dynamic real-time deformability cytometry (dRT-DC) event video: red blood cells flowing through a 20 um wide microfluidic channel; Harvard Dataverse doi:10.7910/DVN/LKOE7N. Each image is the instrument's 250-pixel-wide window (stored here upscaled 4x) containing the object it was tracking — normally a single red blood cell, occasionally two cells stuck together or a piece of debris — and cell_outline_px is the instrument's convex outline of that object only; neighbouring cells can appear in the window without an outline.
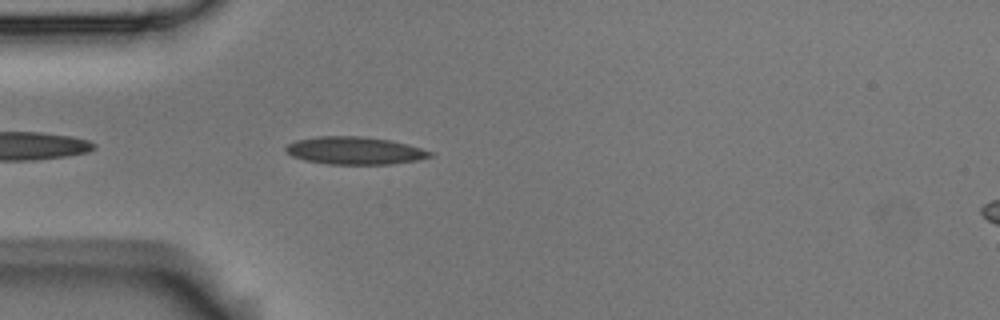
{"species": "Egyptian fruit bat (a non-hibernating species)", "species_latin": "Rousettus aegyptiacus", "temperature_condition": "room temperature", "stored_images_in_passage": 27, "camera_frame_rate_fps": 3000, "um_per_image_px": 0.085, "animal": {"sex": "male"}, "frame": {"image": 1, "passage_image": 3, "time_ms": 0.667, "image_size_px": [1000, 320], "cell_outline_px": [[436, 156], [416, 160], [392, 164], [328, 164], [304, 160], [292, 156], [284, 148], [288, 144], [296, 140], [316, 136], [360, 136], [388, 140], [408, 144], [436, 152]], "centroid_in_image_um": [30.2, 12.8], "position_along_channel_um": 54.8, "area_um2": 23.35}}
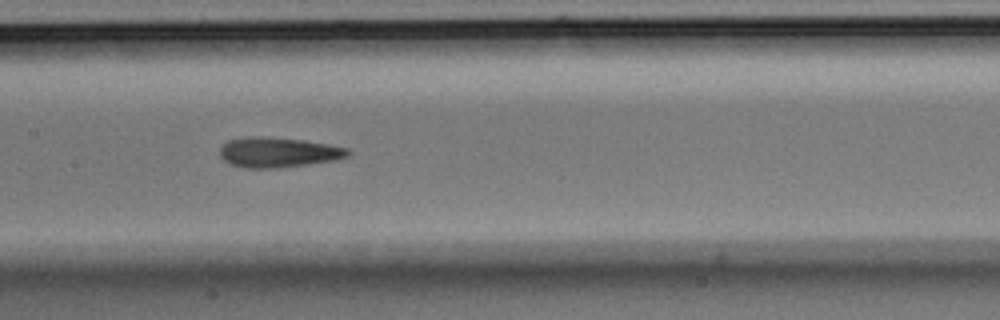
{"frame": {"image": 2, "passage_image": 14, "time_ms": 4.333, "image_size_px": [1000, 320], "cell_outline_px": [[352, 152], [348, 156], [336, 160], [308, 164], [276, 168], [244, 168], [232, 164], [224, 160], [220, 156], [220, 148], [228, 140], [252, 136], [264, 136], [304, 140], [328, 144], [348, 148]], "centroid_in_image_um": [23.67, 12.94], "position_along_channel_um": 183.7, "area_um2": 22.48}}
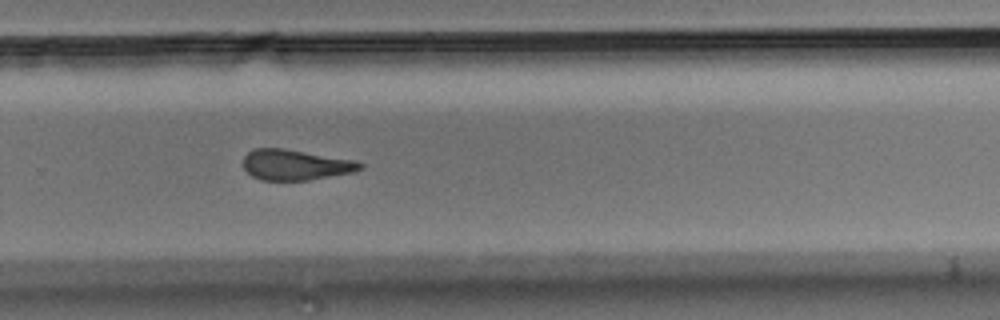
{"frame": {"image": 3, "passage_image": 24, "time_ms": 7.667, "image_size_px": [1000, 320], "cell_outline_px": [[364, 168], [352, 172], [308, 180], [260, 180], [252, 176], [244, 168], [244, 156], [248, 152], [256, 148], [284, 148], [356, 160], [364, 164]], "centroid_in_image_um": [25.13, 14.0], "position_along_channel_um": 304.7, "area_um2": 20.81}}